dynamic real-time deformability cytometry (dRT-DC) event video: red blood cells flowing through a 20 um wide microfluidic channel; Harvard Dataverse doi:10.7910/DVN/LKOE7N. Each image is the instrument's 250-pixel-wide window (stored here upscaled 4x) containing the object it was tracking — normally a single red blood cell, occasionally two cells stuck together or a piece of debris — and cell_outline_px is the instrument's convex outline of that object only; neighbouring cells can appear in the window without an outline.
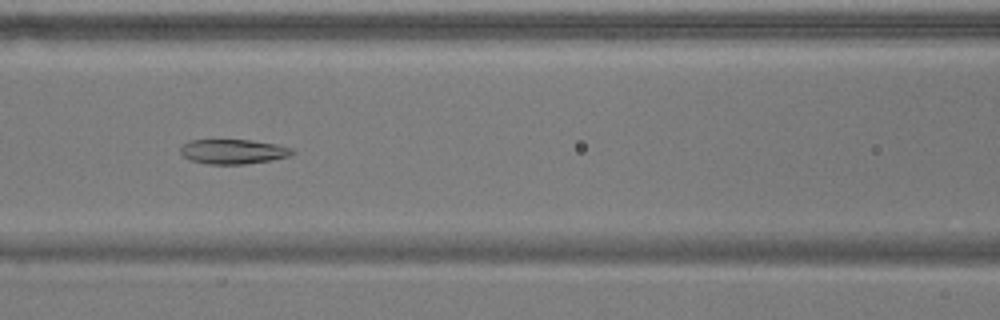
{"species": "common noctule bat (a hibernating species)", "species_latin": "Nyctalus noctula", "temperature_condition": "warm", "stored_images_in_passage": 33, "camera_frame_rate_fps": 3000, "um_per_image_px": 0.085, "animal": {"sex": "male", "body_mass_g": 17.9}, "frame": {"image": 1, "passage_image": 14, "time_ms": 4.333, "image_size_px": [1000, 320], "cell_outline_px": [[296, 152], [288, 156], [272, 160], [244, 164], [208, 164], [192, 160], [184, 156], [180, 152], [180, 148], [188, 140], [252, 140], [276, 144], [292, 148]], "centroid_in_image_um": [19.84, 12.88], "position_along_channel_um": 146.8, "area_um2": 16.01}}
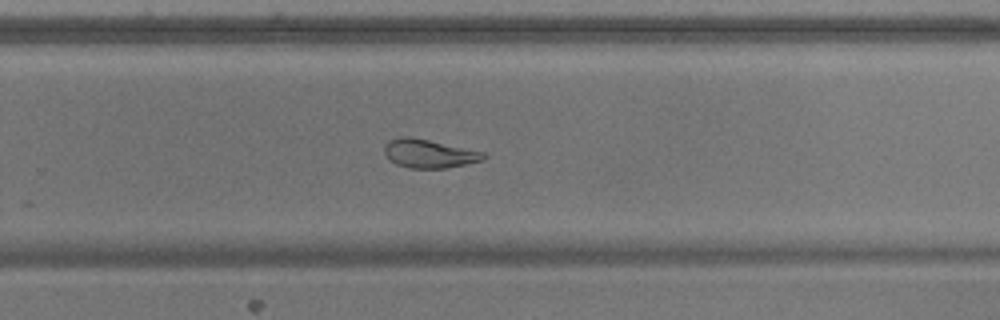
{"frame": {"image": 2, "passage_image": 26, "time_ms": 8.333, "image_size_px": [1000, 320], "cell_outline_px": [[488, 156], [480, 160], [448, 168], [408, 168], [396, 164], [384, 152], [384, 144], [388, 140], [400, 136], [408, 136], [428, 140], [484, 152]], "centroid_in_image_um": [36.43, 13.05], "position_along_channel_um": 293.4, "area_um2": 16.3}}
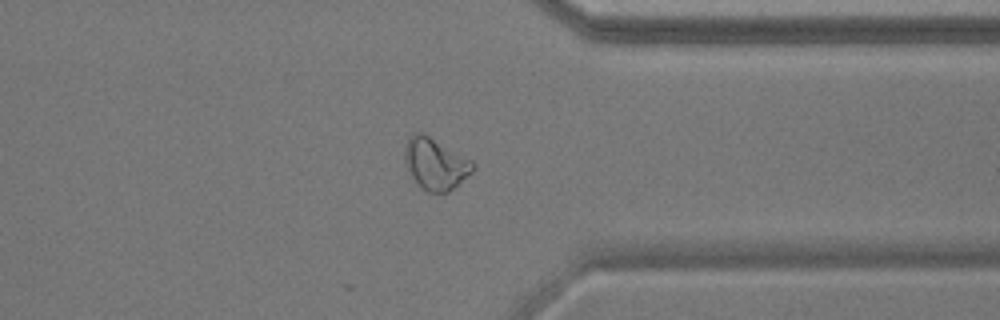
{"frame": {"image": 3, "passage_image": 33, "time_ms": 10.667, "image_size_px": [1000, 320], "cell_outline_px": [[476, 168], [472, 172], [448, 192], [428, 192], [420, 188], [416, 184], [404, 160], [404, 148], [408, 136], [416, 132], [424, 132], [472, 160], [476, 164]], "centroid_in_image_um": [37.0, 13.9], "position_along_channel_um": 374.4, "area_um2": 20.69}, "authors_computed_cell_mechanics": {"area_um2": 16.473, "velocity_mm_per_s": 3.6755, "shape_relaxation_time_tau1_ms": null, "shape_relaxation_time_tau2_ms": 5.7273, "deformation_change_tau1": null, "deformation_change_tau2": 0.0959}}